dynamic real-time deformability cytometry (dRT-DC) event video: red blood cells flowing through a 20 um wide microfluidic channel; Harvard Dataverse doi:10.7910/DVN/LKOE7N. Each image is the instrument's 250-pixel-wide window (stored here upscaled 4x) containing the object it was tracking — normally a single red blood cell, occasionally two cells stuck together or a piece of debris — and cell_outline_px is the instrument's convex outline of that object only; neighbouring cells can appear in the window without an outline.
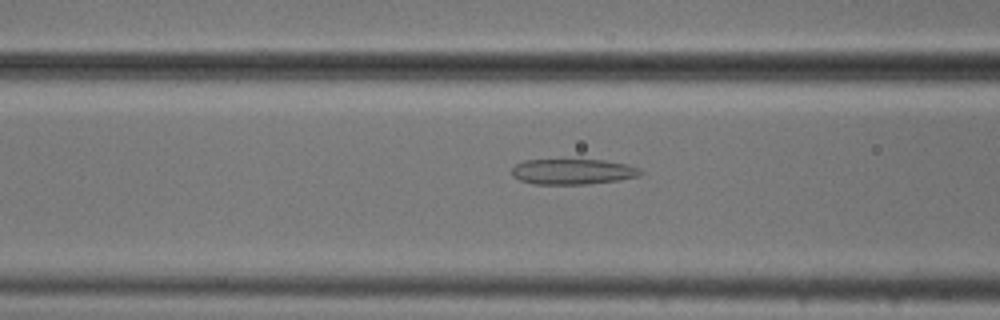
{"species": "common noctule bat (a hibernating species)", "species_latin": "Nyctalus noctula", "temperature_condition": "cold", "stored_images_in_passage": 37, "camera_frame_rate_fps": 3000, "um_per_image_px": 0.085, "animal": {"sex": "male", "body_mass_g": 20.5, "forearm_length_mm": 52.5}, "frame": {"image": 1, "passage_image": 5, "time_ms": 1.333, "image_size_px": [1000, 320], "cell_outline_px": [[644, 172], [640, 176], [620, 180], [588, 184], [532, 184], [520, 180], [512, 176], [512, 168], [516, 164], [524, 160], [604, 160], [628, 164], [640, 168]], "centroid_in_image_um": [48.72, 14.59], "position_along_channel_um": 117.9, "area_um2": 19.31}}
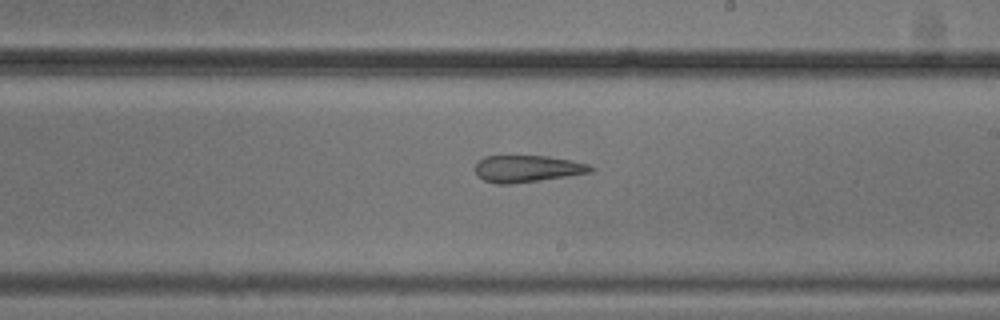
{"frame": {"image": 2, "passage_image": 15, "time_ms": 4.667, "image_size_px": [1000, 320], "cell_outline_px": [[596, 168], [592, 172], [540, 180], [512, 184], [496, 184], [484, 180], [476, 172], [476, 164], [484, 156], [548, 156], [572, 160], [588, 164]], "centroid_in_image_um": [44.85, 14.34], "position_along_channel_um": 244.1, "area_um2": 17.98}}
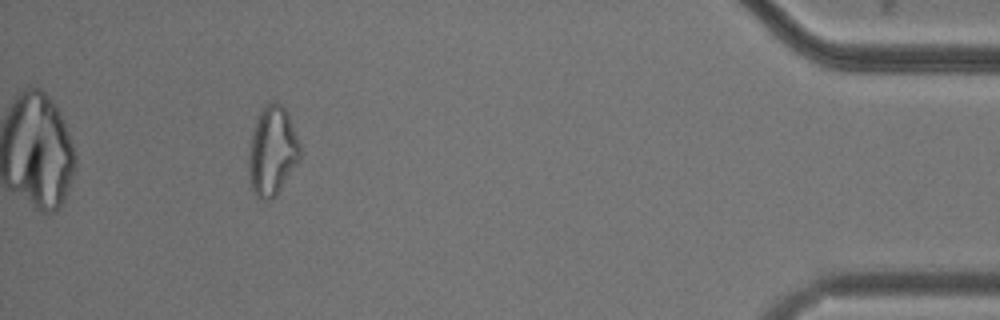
{"frame": {"image": 3, "passage_image": 33, "time_ms": 10.667, "image_size_px": [1000, 320], "cell_outline_px": [[300, 160], [276, 196], [268, 200], [260, 200], [256, 196], [252, 188], [248, 172], [248, 156], [252, 136], [256, 120], [260, 112], [268, 104], [276, 100], [284, 108], [288, 116], [300, 144]], "centroid_in_image_um": [23.14, 12.89], "position_along_channel_um": 412.1, "area_um2": 26.41}, "authors_computed_cell_mechanics": {"area_um2": 19.941, "velocity_mm_per_s": 3.7921, "shape_relaxation_time_tau1_ms": null, "shape_relaxation_time_tau2_ms": 2.321, "deformation_change_tau1": null, "deformation_change_tau2": 0.1255}}